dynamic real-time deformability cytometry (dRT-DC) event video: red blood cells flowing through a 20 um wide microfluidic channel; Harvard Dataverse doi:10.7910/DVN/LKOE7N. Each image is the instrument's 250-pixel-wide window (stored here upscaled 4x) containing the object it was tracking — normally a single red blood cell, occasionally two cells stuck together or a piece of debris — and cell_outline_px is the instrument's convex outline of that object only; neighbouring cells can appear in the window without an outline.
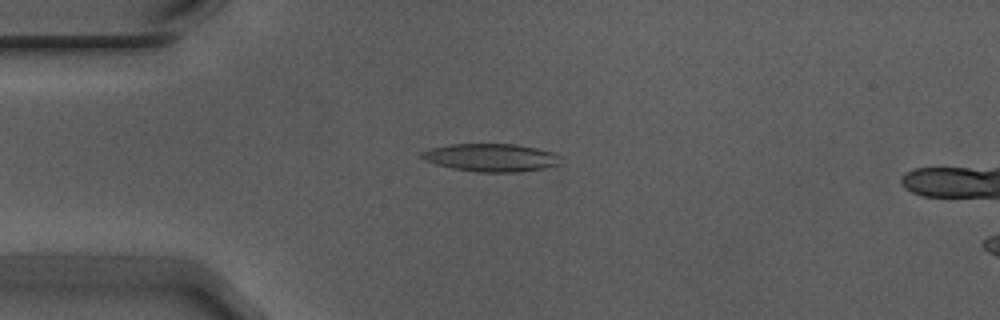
{"species": "Egyptian fruit bat (a non-hibernating species)", "species_latin": "Rousettus aegyptiacus", "temperature_condition": "warm", "stored_images_in_passage": 43, "camera_frame_rate_fps": 3000, "um_per_image_px": 0.085, "animal": {"sex": "male"}, "frame": {"image": 1, "passage_image": 5, "time_ms": 1.333, "image_size_px": [1000, 320], "cell_outline_px": [[560, 164], [544, 168], [516, 172], [476, 172], [452, 168], [436, 164], [424, 160], [420, 156], [420, 152], [432, 148], [452, 144], [516, 144], [536, 148], [552, 152], [560, 156]], "centroid_in_image_um": [41.73, 13.39], "position_along_channel_um": 43.3, "area_um2": 22.54}}
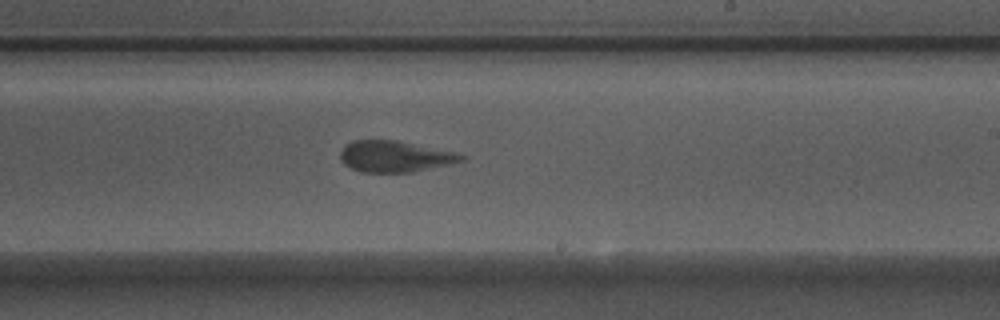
{"frame": {"image": 2, "passage_image": 24, "time_ms": 7.667, "image_size_px": [1000, 320], "cell_outline_px": [[464, 160], [452, 164], [412, 172], [360, 172], [344, 164], [340, 160], [340, 152], [344, 144], [352, 140], [396, 140], [452, 152], [464, 156]], "centroid_in_image_um": [33.5, 13.3], "position_along_channel_um": 255.5, "area_um2": 21.91}}
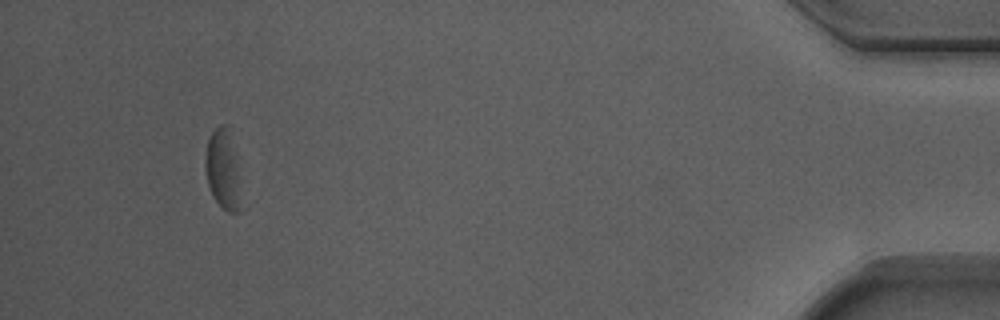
{"frame": {"image": 3, "passage_image": 43, "time_ms": 14.0, "image_size_px": [1000, 320], "cell_outline_px": [[240, 212], [228, 212], [216, 200], [208, 184], [204, 168], [204, 160], [208, 140], [212, 132], [220, 124], [228, 124], [236, 160]], "centroid_in_image_um": [18.91, 14.35], "position_along_channel_um": 416.3, "area_um2": 16.01}, "authors_computed_cell_mechanics": {"area_um2": 22.1952, "velocity_mm_per_s": 3.6782, "shape_relaxation_time_tau1_ms": 6.49, "shape_relaxation_time_tau2_ms": 1.5575, "deformation_change_tau1": 0.175, "deformation_change_tau2": 0.0871}}